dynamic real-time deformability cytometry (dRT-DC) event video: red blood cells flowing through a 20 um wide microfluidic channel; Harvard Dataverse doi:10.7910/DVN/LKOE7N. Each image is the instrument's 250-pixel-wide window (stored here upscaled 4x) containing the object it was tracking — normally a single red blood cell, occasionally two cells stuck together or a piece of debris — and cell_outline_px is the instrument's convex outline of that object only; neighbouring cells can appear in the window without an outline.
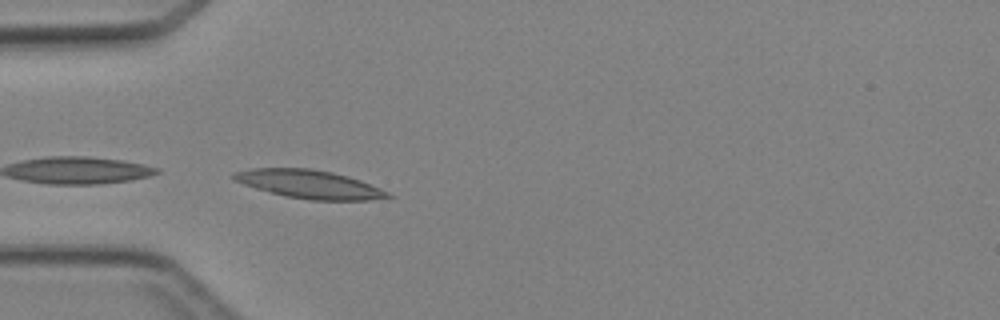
{"species": "Egyptian fruit bat (a non-hibernating species)", "species_latin": "Rousettus aegyptiacus", "temperature_condition": "cold", "stored_images_in_passage": 4, "camera_frame_rate_fps": 3000, "um_per_image_px": 0.085, "animal": {"sex": "female"}, "frame": {"image": 1, "passage_image": 4, "time_ms": 3.333, "image_size_px": [1000, 320], "cell_outline_px": [[396, 196], [368, 200], [312, 200], [284, 196], [256, 188], [232, 180], [232, 172], [252, 168], [312, 168], [332, 172], [348, 176], [360, 180], [380, 188]], "centroid_in_image_um": [26.28, 15.65], "position_along_channel_um": 58.7, "area_um2": 25.49}}